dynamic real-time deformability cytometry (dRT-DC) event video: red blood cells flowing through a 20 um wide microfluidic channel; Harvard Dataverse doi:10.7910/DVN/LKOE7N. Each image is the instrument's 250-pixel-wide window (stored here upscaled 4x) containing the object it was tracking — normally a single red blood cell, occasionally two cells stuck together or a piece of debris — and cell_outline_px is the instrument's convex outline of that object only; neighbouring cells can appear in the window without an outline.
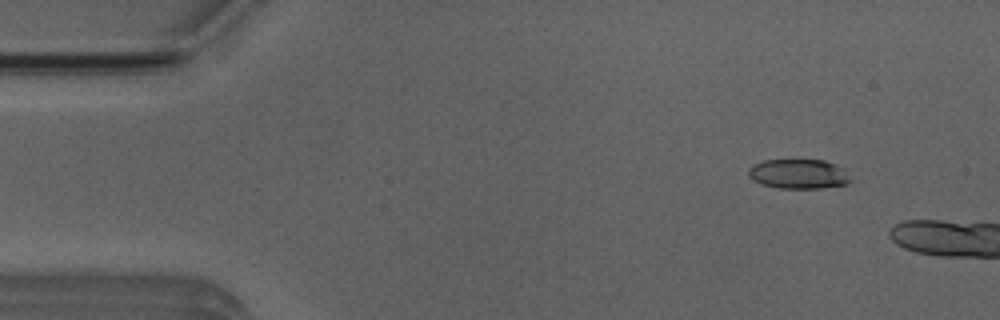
{"species": "Egyptian fruit bat (a non-hibernating species)", "species_latin": "Rousettus aegyptiacus", "temperature_condition": "room temperature", "stored_images_in_passage": 4, "camera_frame_rate_fps": 3000, "um_per_image_px": 0.085, "animal": {"sex": "male"}, "frame": {"image": 1, "passage_image": 2, "time_ms": 1.0, "image_size_px": [1000, 320], "cell_outline_px": [[852, 180], [848, 184], [820, 188], [780, 188], [760, 184], [752, 180], [748, 176], [748, 168], [752, 164], [764, 160], [824, 160], [836, 164]], "centroid_in_image_um": [67.82, 14.79], "position_along_channel_um": 17.2, "area_um2": 17.63}}